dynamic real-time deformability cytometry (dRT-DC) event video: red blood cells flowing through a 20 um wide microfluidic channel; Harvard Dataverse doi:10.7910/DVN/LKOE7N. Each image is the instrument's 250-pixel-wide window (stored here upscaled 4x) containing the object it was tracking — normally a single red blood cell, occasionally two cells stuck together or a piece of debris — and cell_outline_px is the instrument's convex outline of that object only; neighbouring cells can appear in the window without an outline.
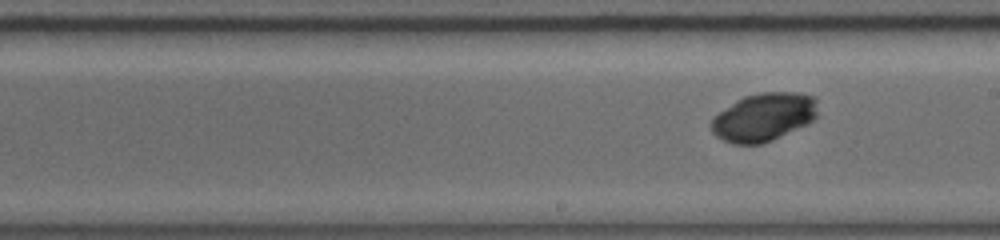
{"species": "common noctule bat (a hibernating species)", "species_latin": "Nyctalus noctula", "temperature_condition": "warm", "stored_images_in_passage": 11, "segment_of_instrument_passage": [2, 2], "camera_frame_rate_fps": 5000, "um_per_image_px": 0.085, "animal": {"sex": "female", "body_mass_g": 19.0, "forearm_length_mm": 56.7}, "frame": {"image": 1, "passage_image": 11, "time_ms": 6.6, "image_size_px": [1000, 240], "cell_outline_px": [[816, 116], [808, 124], [772, 140], [760, 144], [732, 144], [716, 136], [712, 132], [708, 124], [712, 116], [736, 100], [744, 96], [760, 92], [796, 92], [812, 96], [816, 100]], "centroid_in_image_um": [64.86, 9.95], "position_along_channel_um": 224.1, "area_um2": 30.11}}